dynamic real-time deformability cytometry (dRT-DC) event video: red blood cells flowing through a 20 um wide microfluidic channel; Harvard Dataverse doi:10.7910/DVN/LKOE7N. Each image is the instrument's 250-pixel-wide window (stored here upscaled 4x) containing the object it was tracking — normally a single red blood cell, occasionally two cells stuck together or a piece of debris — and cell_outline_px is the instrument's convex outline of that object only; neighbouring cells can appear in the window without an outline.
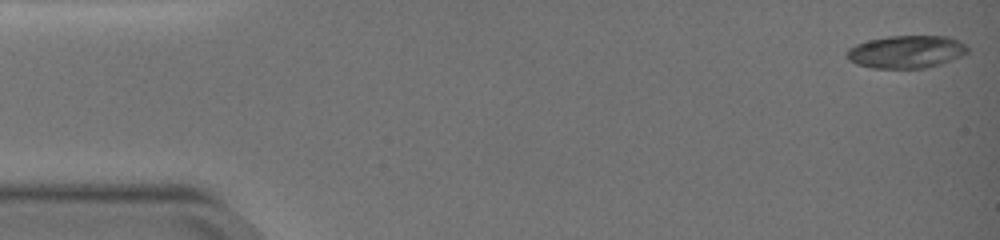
{"species": "common noctule bat (a hibernating species)", "species_latin": "Nyctalus noctula", "temperature_condition": "warm", "stored_images_in_passage": 50, "camera_frame_rate_fps": 3000, "um_per_image_px": 0.085, "animal": {"sex": "female", "body_mass_g": 19.0, "forearm_length_mm": 51.5}, "frame": {"image": 1, "passage_image": 1, "time_ms": 0.0, "image_size_px": [1000, 240], "cell_outline_px": [[968, 52], [960, 56], [940, 64], [924, 68], [872, 68], [856, 64], [848, 60], [844, 56], [844, 52], [848, 48], [856, 44], [868, 40], [888, 36], [948, 36], [960, 40], [968, 48]], "centroid_in_image_um": [76.98, 4.4], "position_along_channel_um": 8.0, "area_um2": 23.18}}
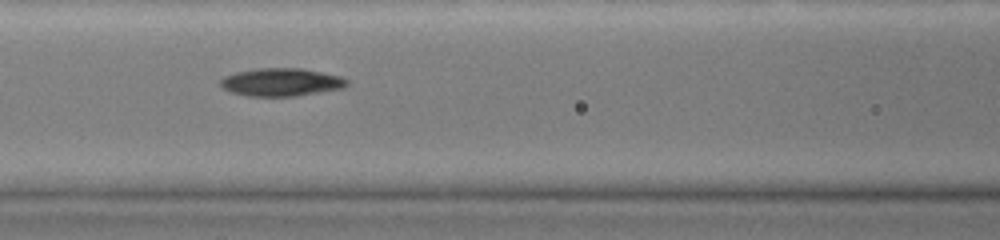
{"frame": {"image": 2, "passage_image": 22, "time_ms": 7.0, "image_size_px": [1000, 240], "cell_outline_px": [[348, 84], [344, 88], [296, 96], [248, 96], [232, 92], [224, 88], [220, 84], [220, 80], [224, 76], [236, 72], [256, 68], [300, 68], [340, 76], [348, 80]], "centroid_in_image_um": [23.91, 6.98], "position_along_channel_um": 142.7, "area_um2": 20.52}}
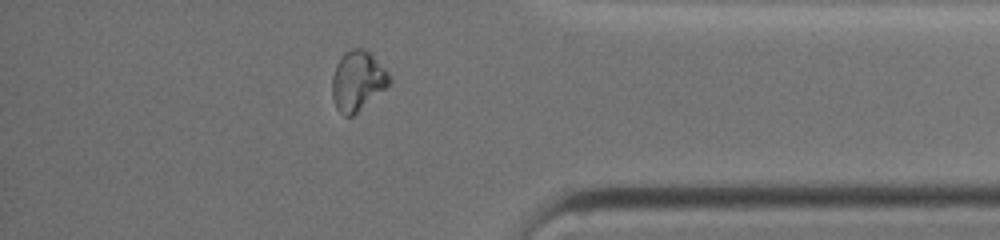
{"frame": {"image": 3, "passage_image": 43, "time_ms": 14.0, "image_size_px": [1000, 240], "cell_outline_px": [[392, 80], [384, 88], [352, 116], [344, 116], [336, 108], [332, 96], [332, 76], [336, 64], [344, 52], [352, 48], [364, 48], [388, 72]], "centroid_in_image_um": [30.35, 6.86], "position_along_channel_um": 404.8, "area_um2": 19.54}, "authors_computed_cell_mechanics": {"area_um2": 20.808, "velocity_mm_per_s": 3.8705, "shape_relaxation_time_tau1_ms": 6.1117, "shape_relaxation_time_tau2_ms": null, "deformation_change_tau1": 0.2283, "deformation_change_tau2": null}}